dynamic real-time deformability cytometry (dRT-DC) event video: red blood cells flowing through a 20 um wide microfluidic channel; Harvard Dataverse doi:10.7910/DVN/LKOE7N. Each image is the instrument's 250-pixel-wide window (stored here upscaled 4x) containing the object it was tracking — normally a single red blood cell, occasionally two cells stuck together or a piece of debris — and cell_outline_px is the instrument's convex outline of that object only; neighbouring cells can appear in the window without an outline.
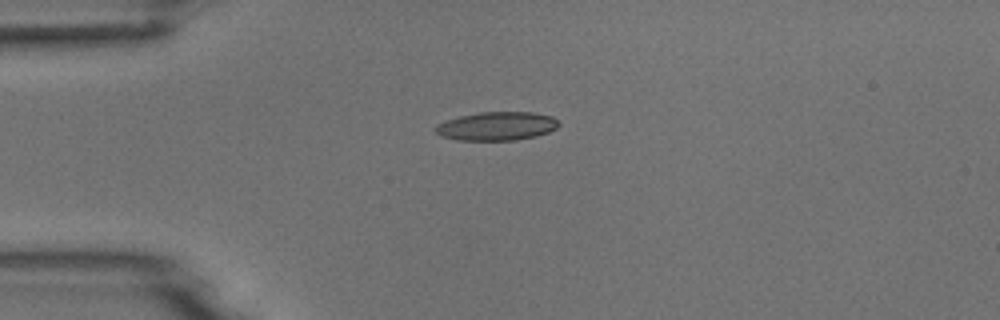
{"species": "common noctule bat (a hibernating species)", "species_latin": "Nyctalus noctula", "temperature_condition": "room temperature", "stored_images_in_passage": 6, "camera_frame_rate_fps": 3000, "um_per_image_px": 0.085, "animal": {"sex": "male", "body_mass_g": 18.8}, "frame": {"image": 1, "passage_image": 1, "time_ms": 0.0, "image_size_px": [1000, 320], "cell_outline_px": [[560, 124], [556, 128], [548, 132], [536, 136], [516, 140], [456, 140], [440, 136], [436, 132], [436, 124], [460, 116], [480, 112], [532, 112], [552, 116]], "centroid_in_image_um": [42.23, 10.72], "position_along_channel_um": 42.8, "area_um2": 20.46}}